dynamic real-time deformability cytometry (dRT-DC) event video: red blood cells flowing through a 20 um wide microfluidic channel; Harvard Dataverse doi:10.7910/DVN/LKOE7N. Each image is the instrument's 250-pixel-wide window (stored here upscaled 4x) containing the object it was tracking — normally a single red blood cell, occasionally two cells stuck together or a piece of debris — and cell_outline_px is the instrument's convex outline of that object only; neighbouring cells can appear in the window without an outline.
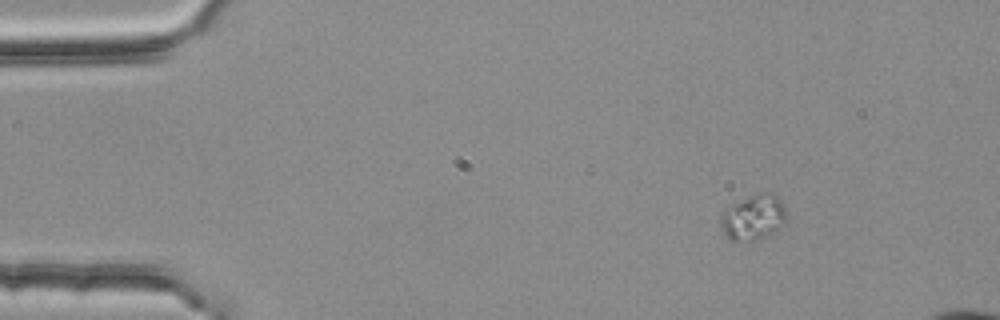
{"species": "common noctule bat (a hibernating species)", "species_latin": "Nyctalus noctula", "temperature_condition": "room temperature", "stored_images_in_passage": 4, "camera_frame_rate_fps": 3000, "um_per_image_px": 0.085, "animal": {"sex": "female", "body_mass_g": 25.1}, "frame": {"image": 1, "passage_image": 1, "time_ms": 0.0, "image_size_px": [1000, 320], "cell_outline_px": [[788, 224], [756, 240], [732, 240], [720, 228], [720, 212], [748, 196], [760, 192], [768, 192], [776, 196], [788, 212]], "centroid_in_image_um": [64.07, 18.46], "position_along_channel_um": 20.9, "area_um2": 17.46}}